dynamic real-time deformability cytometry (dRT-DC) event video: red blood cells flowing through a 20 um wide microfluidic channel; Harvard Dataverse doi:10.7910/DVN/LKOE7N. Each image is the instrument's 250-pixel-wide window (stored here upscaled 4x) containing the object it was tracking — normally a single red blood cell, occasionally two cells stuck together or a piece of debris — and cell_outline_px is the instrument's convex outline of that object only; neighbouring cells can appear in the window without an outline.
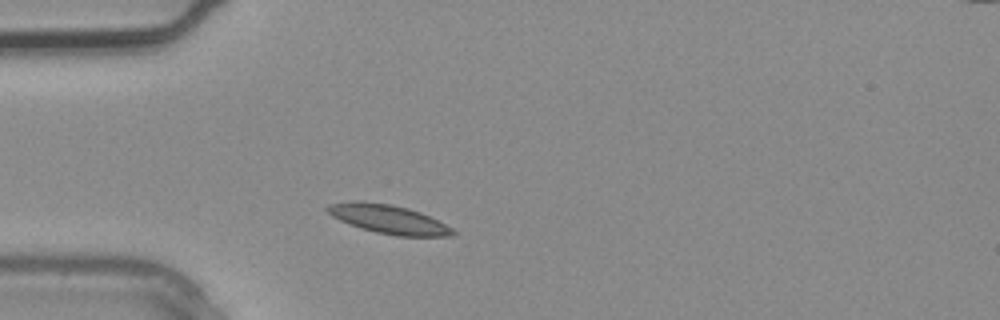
{"species": "common noctule bat (a hibernating species)", "species_latin": "Nyctalus noctula", "temperature_condition": "warm", "stored_images_in_passage": 1, "camera_frame_rate_fps": 3000, "um_per_image_px": 0.085, "animal": {"sex": "male", "body_mass_g": 20.4}, "frame": {"image": 1, "passage_image": 1, "time_ms": 0.0, "image_size_px": [1000, 320], "cell_outline_px": [[456, 232], [452, 236], [396, 236], [376, 232], [360, 228], [340, 220], [332, 216], [324, 208], [328, 204], [352, 200], [360, 200], [392, 204], [408, 208], [420, 212], [452, 228]], "centroid_in_image_um": [32.97, 18.61], "position_along_channel_um": 52.0, "area_um2": 21.1}}